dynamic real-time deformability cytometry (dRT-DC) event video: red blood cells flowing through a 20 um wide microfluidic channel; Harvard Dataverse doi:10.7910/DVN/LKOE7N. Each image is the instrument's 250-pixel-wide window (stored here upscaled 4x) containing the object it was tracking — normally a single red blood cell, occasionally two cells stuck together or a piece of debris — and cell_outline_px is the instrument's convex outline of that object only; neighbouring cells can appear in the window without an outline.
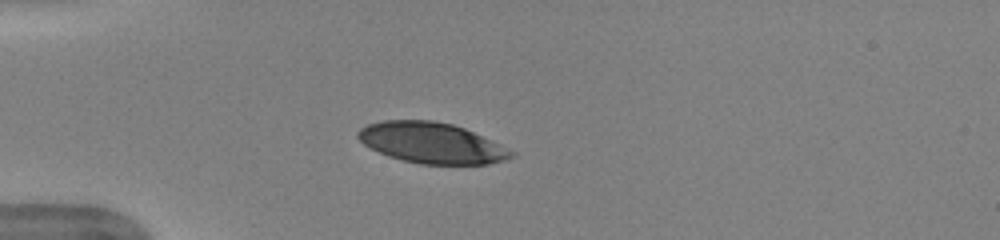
{"species": "human", "species_latin": "Homo sapiens", "temperature_condition": "warm", "stored_images_in_passage": 35, "camera_frame_rate_fps": 3000, "um_per_image_px": 0.085, "donor": {"sex": "female"}, "frame": {"image": 1, "passage_image": 1, "time_ms": 0.0, "image_size_px": [1000, 240], "cell_outline_px": [[516, 156], [504, 160], [488, 164], [420, 164], [388, 156], [364, 144], [356, 136], [356, 132], [360, 128], [368, 124], [384, 120], [432, 120], [452, 124], [464, 128], [516, 152]], "centroid_in_image_um": [36.68, 12.14], "position_along_channel_um": 48.3, "area_um2": 36.18}}
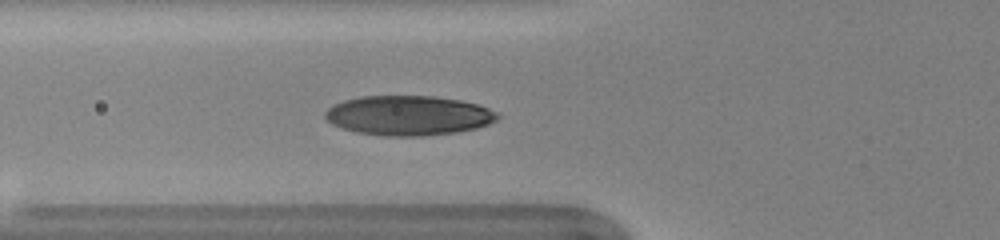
{"frame": {"image": 2, "passage_image": 6, "time_ms": 1.667, "image_size_px": [1000, 240], "cell_outline_px": [[500, 116], [496, 120], [488, 124], [476, 128], [456, 132], [424, 136], [384, 136], [356, 132], [340, 128], [332, 124], [324, 116], [324, 112], [332, 104], [344, 100], [360, 96], [436, 96], [460, 100], [476, 104], [500, 112]], "centroid_in_image_um": [34.7, 9.81], "position_along_channel_um": 91.1, "area_um2": 40.17}, "authors_computed_cell_mechanics": {"area_um2": 39.015, "velocity_mm_per_s": 3.9509, "shape_relaxation_time_tau1_ms": 4.1483, "shape_relaxation_time_tau2_ms": null, "deformation_change_tau1": 0.1794, "deformation_change_tau2": null}}